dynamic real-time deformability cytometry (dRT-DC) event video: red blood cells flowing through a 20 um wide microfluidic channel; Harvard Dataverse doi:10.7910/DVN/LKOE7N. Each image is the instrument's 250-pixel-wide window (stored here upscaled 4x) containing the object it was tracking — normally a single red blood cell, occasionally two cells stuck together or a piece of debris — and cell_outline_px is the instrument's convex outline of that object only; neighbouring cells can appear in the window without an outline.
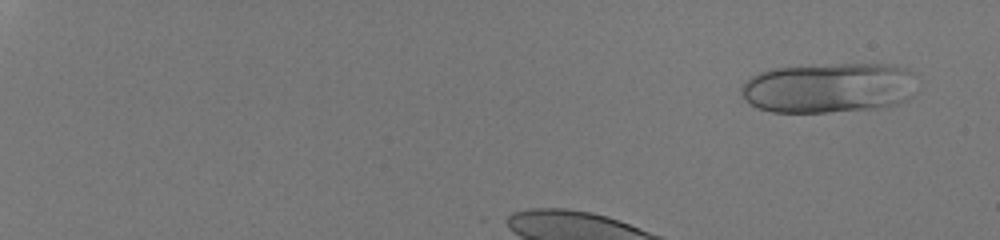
{"species": "human", "species_latin": "Homo sapiens", "temperature_condition": "room temperature", "stored_images_in_passage": 39, "camera_frame_rate_fps": 3000, "um_per_image_px": 0.085, "donor": {"sex": "male"}, "frame": {"image": 1, "passage_image": 4, "time_ms": 1.0, "image_size_px": [1000, 240], "cell_outline_px": [[920, 92], [908, 100], [900, 104], [876, 108], [828, 112], [772, 112], [760, 108], [744, 100], [740, 92], [740, 88], [752, 76], [760, 72], [772, 68], [836, 64], [892, 64], [908, 68], [912, 72]], "centroid_in_image_um": [70.56, 7.46], "position_along_channel_um": 14.4, "area_um2": 52.14}}
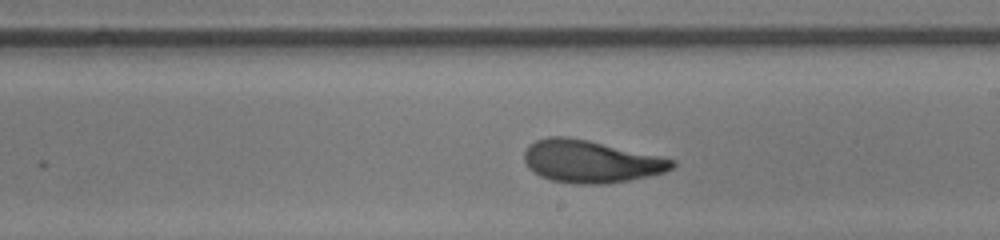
{"frame": {"image": 2, "passage_image": 27, "time_ms": 8.667, "image_size_px": [1000, 240], "cell_outline_px": [[676, 164], [672, 168], [664, 172], [628, 180], [604, 184], [576, 184], [552, 180], [540, 176], [528, 168], [524, 160], [524, 152], [528, 144], [536, 140], [548, 136], [568, 136], [588, 140], [660, 156], [676, 160]], "centroid_in_image_um": [50.17, 13.71], "position_along_channel_um": 238.8, "area_um2": 36.53}}
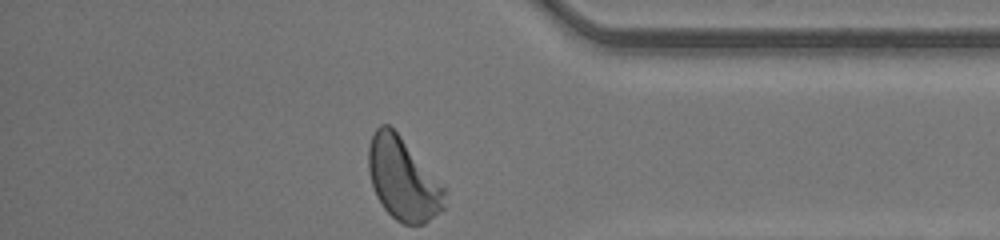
{"frame": {"image": 3, "passage_image": 39, "time_ms": 12.667, "image_size_px": [1000, 240], "cell_outline_px": [[444, 208], [424, 224], [404, 224], [396, 220], [384, 208], [376, 196], [368, 172], [368, 148], [372, 136], [376, 128], [380, 124], [388, 124], [400, 136], [444, 188]], "centroid_in_image_um": [34.21, 15.23], "position_along_channel_um": 401.0, "area_um2": 35.78}, "authors_computed_cell_mechanics": {"area_um2": 36.7608, "velocity_mm_per_s": 4.2587, "shape_relaxation_time_tau1_ms": 4.1239, "shape_relaxation_time_tau2_ms": 1.1575, "deformation_change_tau1": 0.1851, "deformation_change_tau2": 0.0796}}